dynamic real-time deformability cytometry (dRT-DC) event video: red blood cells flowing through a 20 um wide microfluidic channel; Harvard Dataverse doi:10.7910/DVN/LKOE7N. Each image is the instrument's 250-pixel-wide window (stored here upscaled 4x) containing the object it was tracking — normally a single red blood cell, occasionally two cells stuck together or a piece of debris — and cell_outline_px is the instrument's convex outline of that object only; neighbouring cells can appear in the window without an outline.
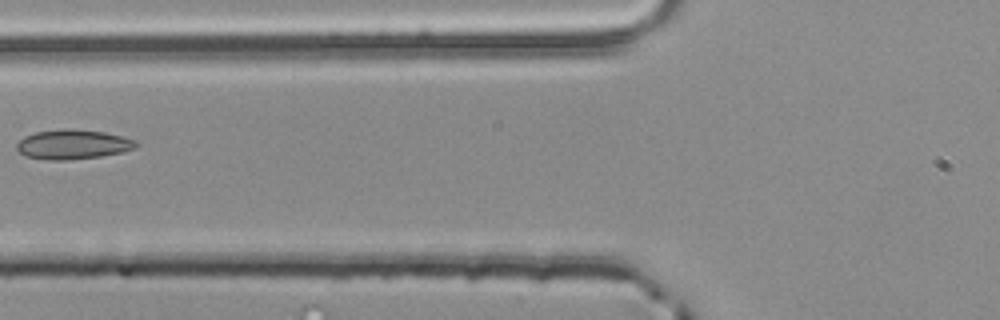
{"species": "common noctule bat (a hibernating species)", "species_latin": "Nyctalus noctula", "temperature_condition": "room temperature", "stored_images_in_passage": 3, "camera_frame_rate_fps": 3000, "um_per_image_px": 0.085, "animal": {"sex": "male", "body_mass_g": 20.4}, "frame": {"image": 1, "passage_image": 3, "time_ms": 0.667, "image_size_px": [1000, 320], "cell_outline_px": [[140, 144], [136, 148], [120, 152], [100, 156], [68, 160], [48, 160], [28, 156], [20, 152], [16, 148], [16, 144], [24, 136], [36, 132], [68, 128], [72, 128], [104, 132], [136, 140]], "centroid_in_image_um": [6.21, 12.27], "position_along_channel_um": 119.6, "area_um2": 20.46}}